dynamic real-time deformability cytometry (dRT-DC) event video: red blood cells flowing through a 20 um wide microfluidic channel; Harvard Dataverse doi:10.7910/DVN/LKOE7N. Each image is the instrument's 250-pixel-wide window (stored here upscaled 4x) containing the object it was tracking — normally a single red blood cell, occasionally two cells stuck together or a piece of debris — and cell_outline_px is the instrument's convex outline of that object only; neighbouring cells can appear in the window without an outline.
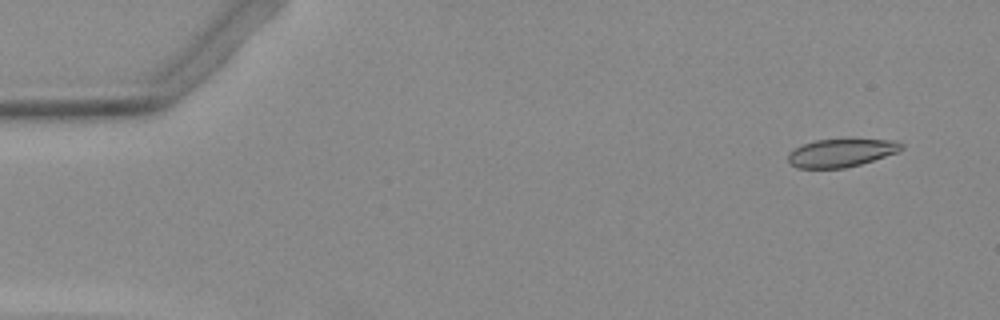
{"species": "Egyptian fruit bat (a non-hibernating species)", "species_latin": "Rousettus aegyptiacus", "temperature_condition": "warm", "stored_images_in_passage": 50, "camera_frame_rate_fps": 3000, "um_per_image_px": 0.085, "animal": {"sex": "female"}, "frame": {"image": 1, "passage_image": 1, "time_ms": 0.0, "image_size_px": [1000, 320], "cell_outline_px": [[904, 148], [900, 152], [860, 164], [844, 168], [796, 168], [788, 160], [788, 156], [796, 148], [804, 144], [816, 140], [844, 136], [848, 136], [896, 140], [904, 144]], "centroid_in_image_um": [71.62, 12.92], "position_along_channel_um": 13.4, "area_um2": 19.48}}
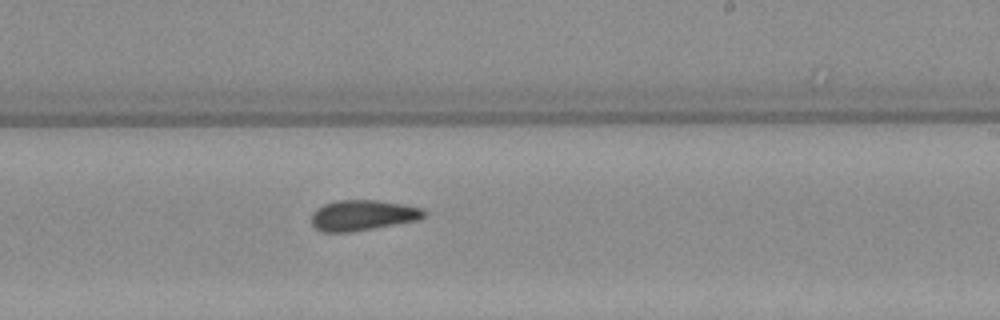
{"frame": {"image": 2, "passage_image": 29, "time_ms": 9.333, "image_size_px": [1000, 320], "cell_outline_px": [[428, 216], [420, 220], [348, 232], [320, 232], [312, 224], [312, 212], [316, 208], [324, 204], [336, 200], [380, 200], [404, 204], [424, 208], [428, 212]], "centroid_in_image_um": [30.88, 18.28], "position_along_channel_um": 258.1, "area_um2": 20.35}}
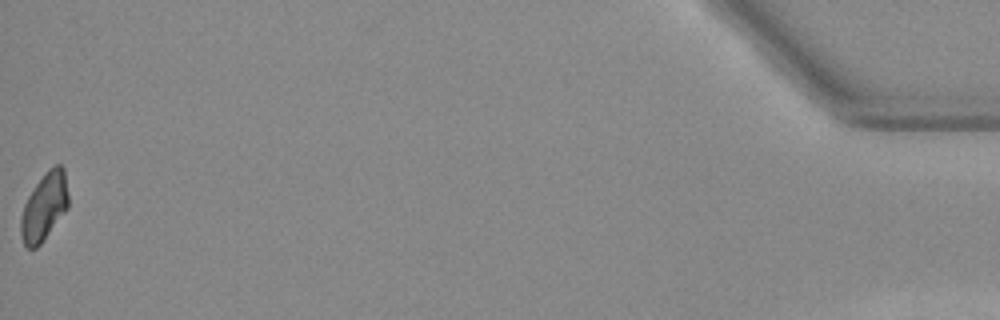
{"frame": {"image": 3, "passage_image": 50, "time_ms": 16.333, "image_size_px": [1000, 320], "cell_outline_px": [[68, 208], [40, 244], [36, 248], [28, 248], [24, 244], [20, 236], [20, 216], [24, 204], [28, 196], [44, 172], [48, 168], [56, 164], [60, 164], [64, 168], [68, 196]], "centroid_in_image_um": [3.75, 17.56], "position_along_channel_um": 431.5, "area_um2": 18.79}}